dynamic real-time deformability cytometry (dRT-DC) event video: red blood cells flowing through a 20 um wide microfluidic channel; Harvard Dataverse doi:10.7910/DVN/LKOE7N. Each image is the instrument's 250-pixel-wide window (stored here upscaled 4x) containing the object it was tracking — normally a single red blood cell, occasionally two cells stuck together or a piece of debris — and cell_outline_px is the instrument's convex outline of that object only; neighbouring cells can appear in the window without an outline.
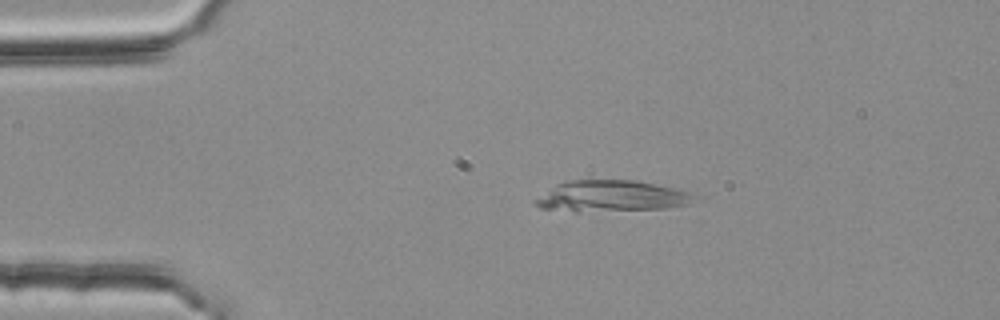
{"species": "common noctule bat (a hibernating species)", "species_latin": "Nyctalus noctula", "temperature_condition": "room temperature", "stored_images_in_passage": 50, "camera_frame_rate_fps": 3000, "um_per_image_px": 0.085, "animal": {"sex": "female", "body_mass_g": 25.1}, "frame": {"image": 1, "passage_image": 5, "time_ms": 1.333, "image_size_px": [1000, 320], "cell_outline_px": [[692, 196], [688, 204], [668, 208], [576, 212], [540, 208], [532, 204], [532, 200], [556, 184], [568, 180], [632, 180], [652, 184], [688, 192]], "centroid_in_image_um": [51.8, 16.68], "position_along_channel_um": 33.2, "area_um2": 28.55}}
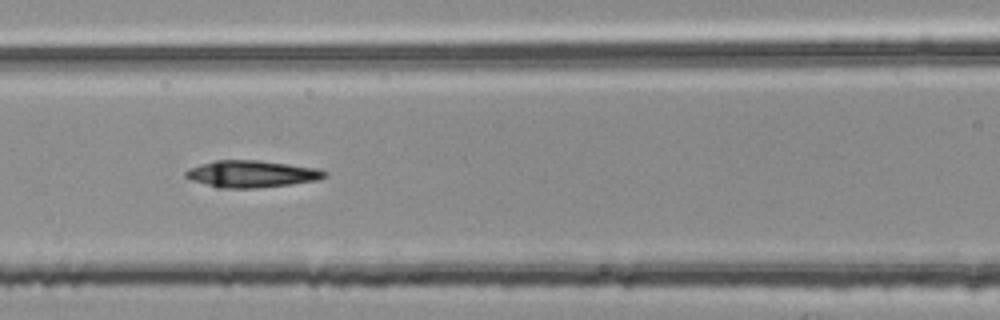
{"frame": {"image": 2, "passage_image": 18, "time_ms": 5.667, "image_size_px": [1000, 320], "cell_outline_px": [[328, 176], [316, 180], [288, 184], [252, 188], [216, 188], [192, 180], [184, 176], [184, 172], [188, 168], [200, 164], [216, 160], [260, 160], [316, 168], [328, 172]], "centroid_in_image_um": [21.34, 14.78], "position_along_channel_um": 145.3, "area_um2": 21.73}}
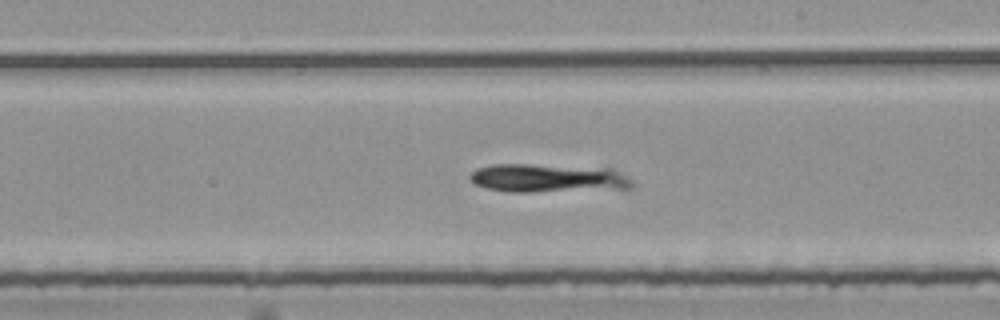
{"frame": {"image": 3, "passage_image": 26, "time_ms": 8.333, "image_size_px": [1000, 320], "cell_outline_px": [[636, 184], [632, 188], [532, 192], [508, 192], [488, 188], [476, 184], [468, 176], [476, 168], [492, 164], [528, 164], [612, 168], [632, 180]], "centroid_in_image_um": [46.59, 15.14], "position_along_channel_um": 242.4, "area_um2": 26.99}}